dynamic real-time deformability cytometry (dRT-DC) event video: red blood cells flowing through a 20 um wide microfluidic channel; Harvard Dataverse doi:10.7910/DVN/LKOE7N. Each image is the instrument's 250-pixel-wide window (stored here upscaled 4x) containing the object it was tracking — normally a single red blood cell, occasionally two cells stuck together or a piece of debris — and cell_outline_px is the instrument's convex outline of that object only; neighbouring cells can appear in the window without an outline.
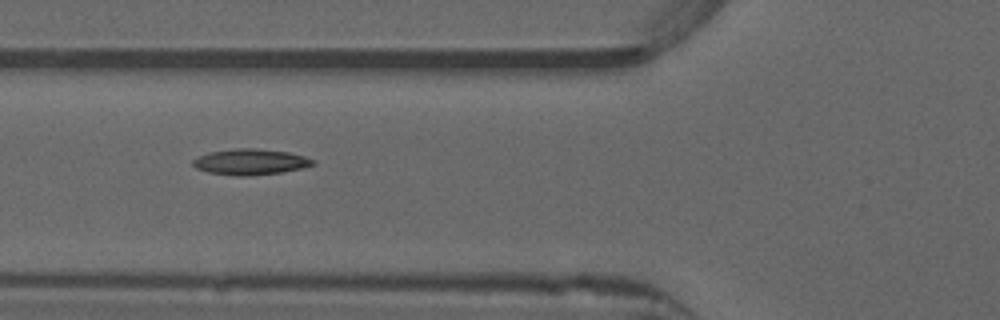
{"species": "common noctule bat (a hibernating species)", "species_latin": "Nyctalus noctula", "temperature_condition": "warm", "stored_images_in_passage": 46, "camera_frame_rate_fps": 3000, "um_per_image_px": 0.085, "animal": {"sex": "male", "forearm_length_mm": 52.5}, "frame": {"image": 1, "passage_image": 14, "time_ms": 4.333, "image_size_px": [1000, 320], "cell_outline_px": [[316, 164], [304, 168], [280, 172], [252, 176], [236, 176], [208, 172], [196, 168], [192, 164], [192, 160], [208, 152], [232, 148], [256, 148], [288, 152], [304, 156], [316, 160]], "centroid_in_image_um": [21.3, 13.76], "position_along_channel_um": 104.5, "area_um2": 18.26}}